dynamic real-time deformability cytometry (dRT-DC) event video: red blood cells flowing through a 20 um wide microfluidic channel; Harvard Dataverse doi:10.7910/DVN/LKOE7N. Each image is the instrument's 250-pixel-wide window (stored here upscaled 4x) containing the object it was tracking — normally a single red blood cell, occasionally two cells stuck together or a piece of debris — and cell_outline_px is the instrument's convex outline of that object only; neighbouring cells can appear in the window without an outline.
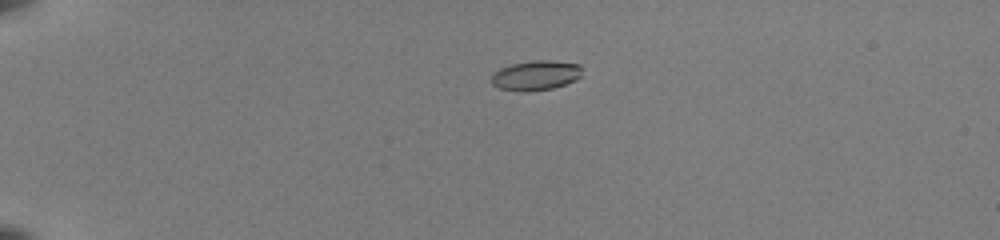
{"species": "common noctule bat (a hibernating species)", "species_latin": "Nyctalus noctula", "temperature_condition": "room temperature", "stored_images_in_passage": 41, "camera_frame_rate_fps": 3000, "um_per_image_px": 0.085, "animal": {"sex": "female", "body_mass_g": 22.0, "forearm_length_mm": 56.7}, "frame": {"image": 1, "passage_image": 2, "time_ms": 0.333, "image_size_px": [1000, 240], "cell_outline_px": [[580, 76], [576, 80], [552, 88], [528, 92], [524, 92], [500, 88], [492, 84], [492, 76], [500, 68], [512, 64], [536, 60], [552, 60], [580, 64]], "centroid_in_image_um": [45.55, 6.41], "position_along_channel_um": 39.5, "area_um2": 15.55}}
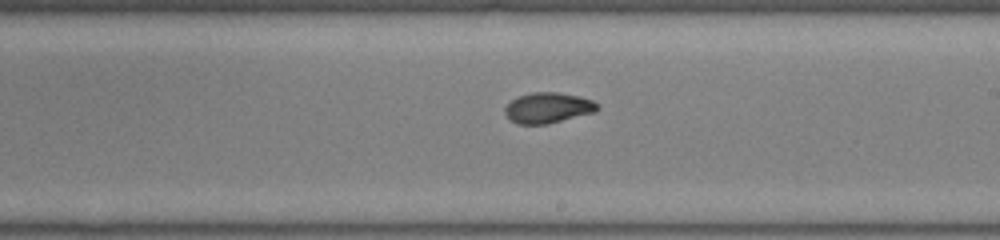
{"frame": {"image": 2, "passage_image": 22, "time_ms": 7.0, "image_size_px": [1000, 240], "cell_outline_px": [[600, 108], [596, 112], [548, 124], [516, 124], [504, 112], [504, 108], [516, 96], [532, 92], [556, 92], [580, 96], [592, 100], [600, 104]], "centroid_in_image_um": [46.61, 9.16], "position_along_channel_um": 242.4, "area_um2": 16.65}}
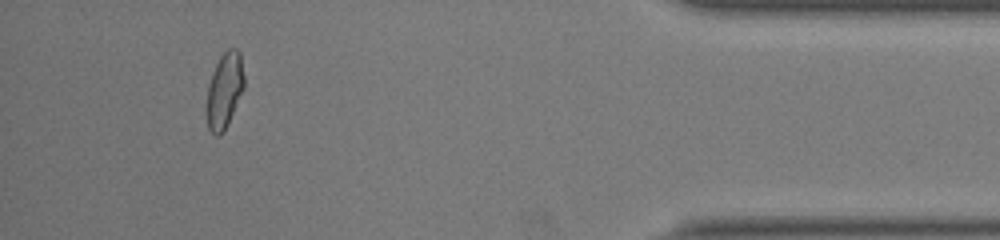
{"frame": {"image": 3, "passage_image": 38, "time_ms": 12.333, "image_size_px": [1000, 240], "cell_outline_px": [[244, 88], [224, 132], [220, 136], [216, 136], [208, 128], [208, 84], [212, 72], [220, 56], [228, 48], [236, 48], [240, 52], [244, 76]], "centroid_in_image_um": [19.1, 7.66], "position_along_channel_um": 416.1, "area_um2": 16.3}, "authors_computed_cell_mechanics": {"area_um2": 16.2996, "velocity_mm_per_s": 4.0224, "shape_relaxation_time_tau1_ms": 5.3935, "shape_relaxation_time_tau2_ms": 1.0944, "deformation_change_tau1": 0.1529, "deformation_change_tau2": 0.0511}}